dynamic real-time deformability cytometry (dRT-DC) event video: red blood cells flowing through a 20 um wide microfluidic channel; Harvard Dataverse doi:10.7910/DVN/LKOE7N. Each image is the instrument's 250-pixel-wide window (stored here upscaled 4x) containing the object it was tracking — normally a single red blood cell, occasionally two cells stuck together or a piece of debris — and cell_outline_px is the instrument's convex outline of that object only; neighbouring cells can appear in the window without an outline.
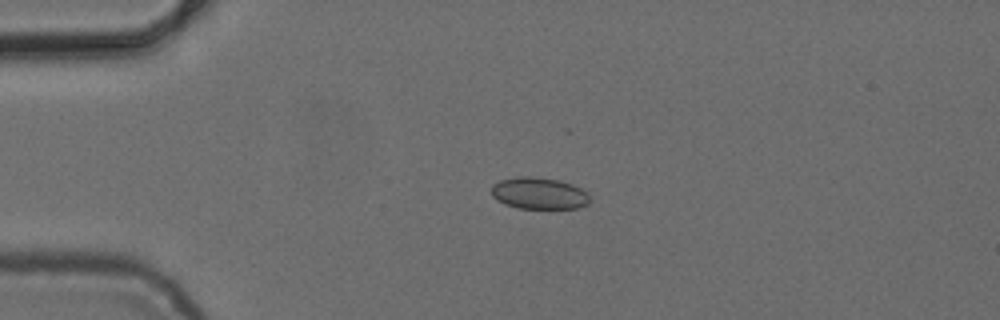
{"species": "common noctule bat (a hibernating species)", "species_latin": "Nyctalus noctula", "temperature_condition": "cold", "stored_images_in_passage": 3, "camera_frame_rate_fps": 3000, "um_per_image_px": 0.085, "animal": {"sex": "female", "body_mass_g": 24.6, "forearm_length_mm": 56.2}, "frame": {"image": 1, "passage_image": 2, "time_ms": 1.333, "image_size_px": [1000, 320], "cell_outline_px": [[588, 204], [576, 208], [520, 208], [504, 204], [496, 200], [492, 196], [492, 184], [500, 180], [516, 176], [532, 176], [556, 180], [572, 184], [588, 192]], "centroid_in_image_um": [45.78, 16.42], "position_along_channel_um": 39.2, "area_um2": 18.15}}